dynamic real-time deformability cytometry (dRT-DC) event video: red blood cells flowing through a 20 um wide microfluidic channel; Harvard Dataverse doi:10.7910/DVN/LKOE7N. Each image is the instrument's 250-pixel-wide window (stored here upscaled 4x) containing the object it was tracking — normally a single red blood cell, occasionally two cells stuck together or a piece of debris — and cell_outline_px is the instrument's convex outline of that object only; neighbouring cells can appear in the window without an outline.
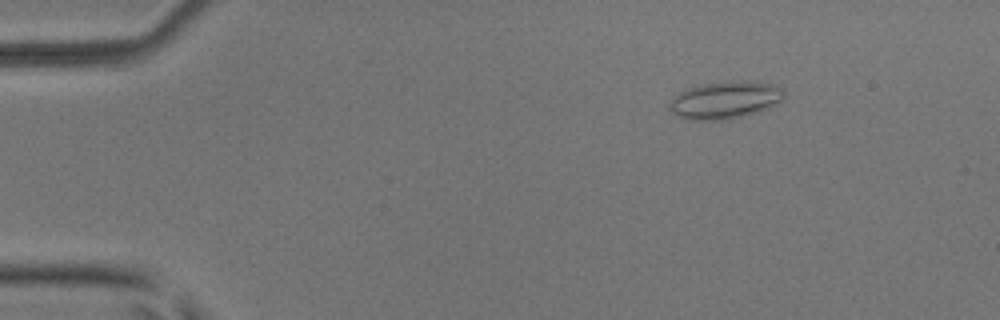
{"species": "common noctule bat (a hibernating species)", "species_latin": "Nyctalus noctula", "temperature_condition": "room temperature", "stored_images_in_passage": 45, "camera_frame_rate_fps": 3000, "um_per_image_px": 0.085, "animal": {"sex": "male", "body_mass_g": 17.9, "forearm_length_mm": 54.2}, "frame": {"image": 1, "passage_image": 1, "time_ms": 0.0, "image_size_px": [1000, 320], "cell_outline_px": [[784, 96], [780, 100], [768, 108], [756, 112], [728, 120], [684, 120], [672, 112], [668, 104], [684, 88], [704, 84], [728, 80], [744, 80], [772, 84], [784, 88]], "centroid_in_image_um": [61.62, 8.5], "position_along_channel_um": 23.4, "area_um2": 25.14}}
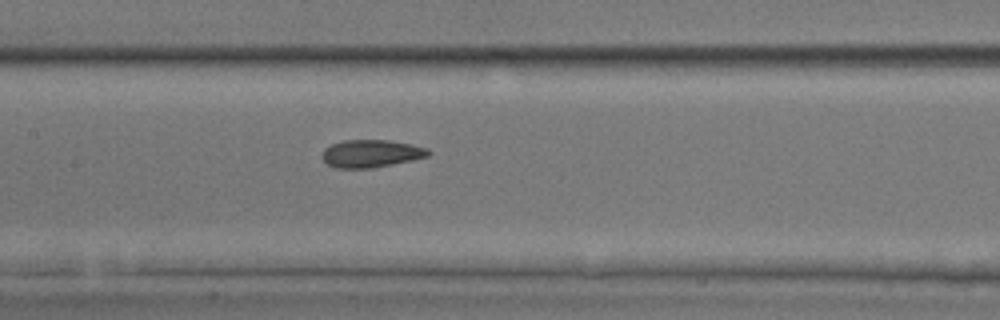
{"frame": {"image": 2, "passage_image": 19, "time_ms": 6.0, "image_size_px": [1000, 320], "cell_outline_px": [[432, 152], [428, 156], [412, 160], [376, 168], [336, 168], [328, 164], [320, 156], [324, 148], [332, 144], [344, 140], [388, 140], [412, 144], [428, 148]], "centroid_in_image_um": [31.55, 13.05], "position_along_channel_um": 175.8, "area_um2": 17.28}}
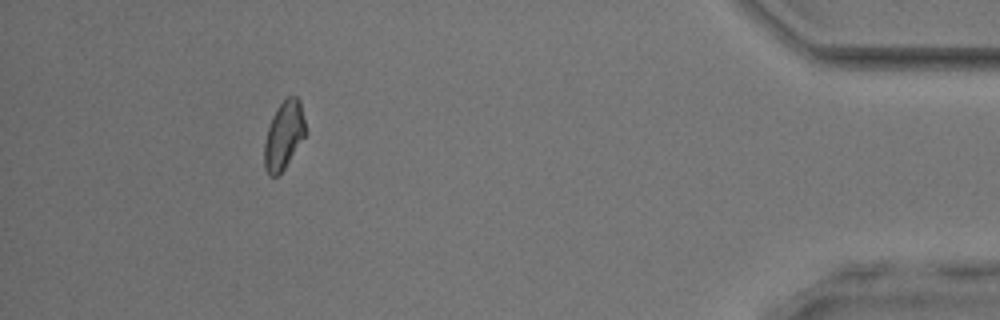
{"frame": {"image": 3, "passage_image": 41, "time_ms": 13.333, "image_size_px": [1000, 320], "cell_outline_px": [[308, 132], [284, 168], [276, 176], [268, 176], [264, 168], [264, 140], [272, 116], [276, 108], [284, 96], [296, 96], [300, 100]], "centroid_in_image_um": [24.13, 11.45], "position_along_channel_um": 411.1, "area_um2": 16.7}, "authors_computed_cell_mechanics": {"area_um2": 16.9932, "velocity_mm_per_s": 3.9729, "shape_relaxation_time_tau1_ms": null, "shape_relaxation_time_tau2_ms": 3.6815, "deformation_change_tau1": null, "deformation_change_tau2": 0.0957}}